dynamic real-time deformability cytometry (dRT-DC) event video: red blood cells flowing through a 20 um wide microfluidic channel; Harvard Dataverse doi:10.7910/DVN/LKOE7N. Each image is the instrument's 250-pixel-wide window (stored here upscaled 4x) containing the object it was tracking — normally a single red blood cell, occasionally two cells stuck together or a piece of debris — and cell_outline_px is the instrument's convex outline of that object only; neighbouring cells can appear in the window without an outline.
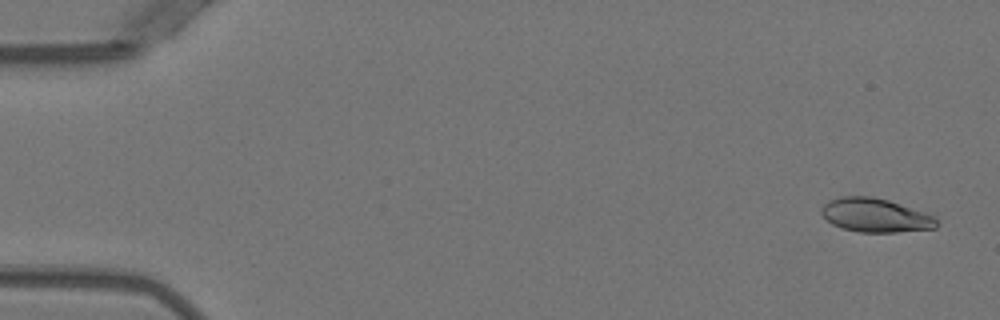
{"species": "Egyptian fruit bat (a non-hibernating species)", "species_latin": "Rousettus aegyptiacus", "temperature_condition": "warm", "stored_images_in_passage": 15, "camera_frame_rate_fps": 3000, "um_per_image_px": 0.085, "animal": {"sex": "female"}, "frame": {"image": 1, "passage_image": 2, "time_ms": 0.333, "image_size_px": [1000, 320], "cell_outline_px": [[936, 228], [896, 232], [860, 232], [840, 228], [832, 224], [820, 212], [820, 208], [828, 200], [840, 196], [872, 196], [888, 200], [936, 216]], "centroid_in_image_um": [74.37, 18.29], "position_along_channel_um": 10.6, "area_um2": 22.72}}
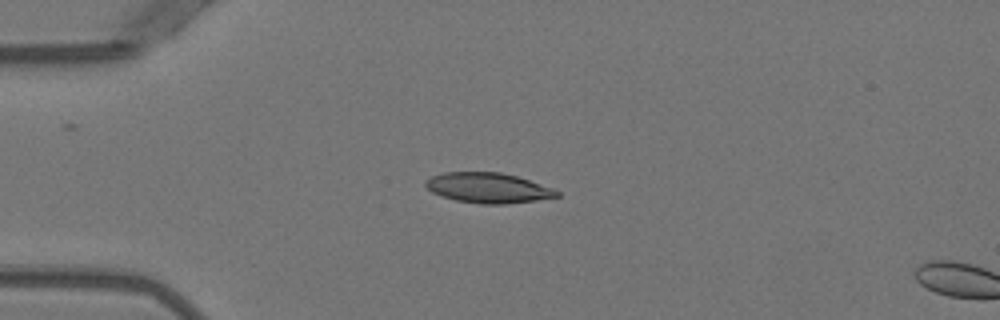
{"frame": {"image": 2, "passage_image": 13, "time_ms": 4.0, "image_size_px": [1000, 320], "cell_outline_px": [[560, 196], [536, 200], [504, 204], [480, 204], [456, 200], [432, 192], [424, 184], [424, 180], [432, 176], [444, 172], [500, 172], [516, 176], [552, 188], [560, 192]], "centroid_in_image_um": [41.47, 15.97], "position_along_channel_um": 43.5, "area_um2": 22.89}}